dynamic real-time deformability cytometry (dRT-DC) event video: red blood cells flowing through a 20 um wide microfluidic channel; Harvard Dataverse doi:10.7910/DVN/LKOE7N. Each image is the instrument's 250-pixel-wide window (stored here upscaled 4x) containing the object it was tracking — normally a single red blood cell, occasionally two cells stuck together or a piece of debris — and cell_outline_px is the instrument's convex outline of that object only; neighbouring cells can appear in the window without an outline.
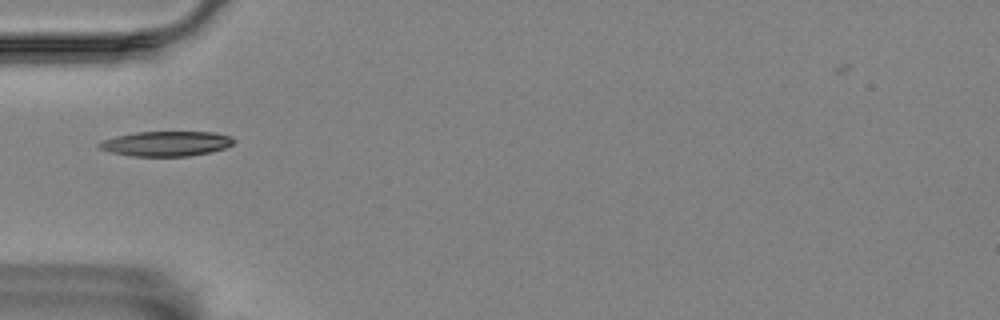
{"species": "Egyptian fruit bat (a non-hibernating species)", "species_latin": "Rousettus aegyptiacus", "temperature_condition": "room temperature", "stored_images_in_passage": 29, "camera_frame_rate_fps": 3000, "um_per_image_px": 0.085, "animal": {"sex": "female"}, "frame": {"image": 1, "passage_image": 1, "time_ms": 0.0, "image_size_px": [1000, 320], "cell_outline_px": [[236, 140], [232, 144], [224, 148], [208, 152], [188, 156], [132, 156], [112, 152], [100, 148], [96, 144], [104, 140], [116, 136], [136, 132], [212, 132], [232, 136]], "centroid_in_image_um": [14.14, 12.2], "position_along_channel_um": 70.9, "area_um2": 19.36}}
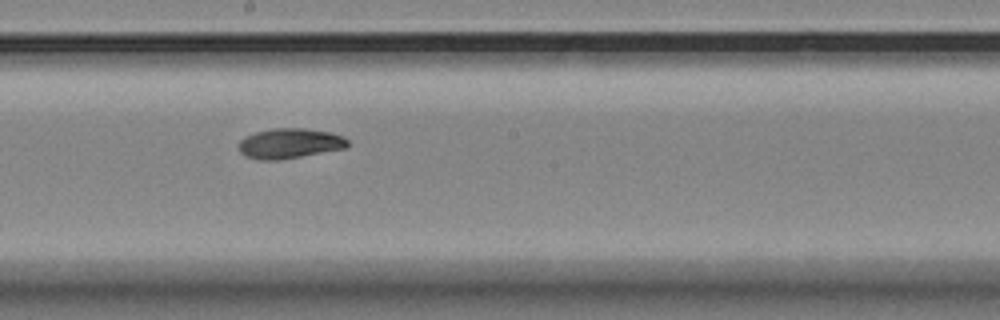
{"frame": {"image": 2, "passage_image": 14, "time_ms": 4.333, "image_size_px": [1000, 320], "cell_outline_px": [[348, 148], [280, 160], [260, 160], [244, 156], [240, 152], [240, 140], [256, 132], [272, 128], [304, 128], [332, 132], [344, 136], [348, 140]], "centroid_in_image_um": [24.67, 12.19], "position_along_channel_um": 223.5, "area_um2": 19.25}}
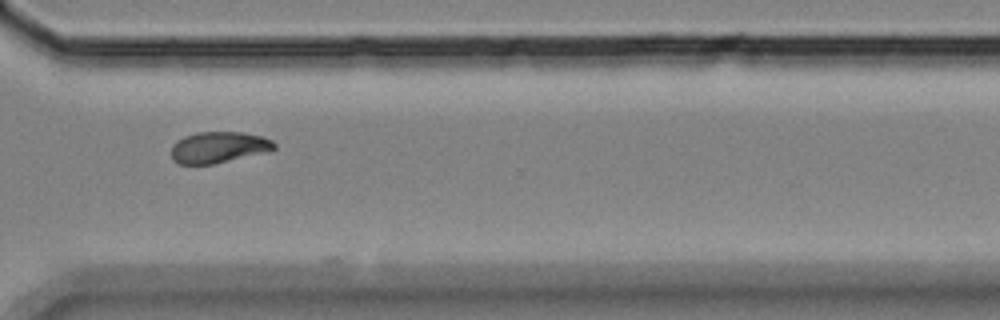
{"frame": {"image": 3, "passage_image": 25, "time_ms": 8.0, "image_size_px": [1000, 320], "cell_outline_px": [[276, 148], [272, 152], [212, 164], [180, 164], [172, 160], [172, 144], [176, 140], [184, 136], [196, 132], [244, 132], [260, 136], [272, 140], [276, 144]], "centroid_in_image_um": [18.62, 12.52], "position_along_channel_um": 352.0, "area_um2": 19.07}}